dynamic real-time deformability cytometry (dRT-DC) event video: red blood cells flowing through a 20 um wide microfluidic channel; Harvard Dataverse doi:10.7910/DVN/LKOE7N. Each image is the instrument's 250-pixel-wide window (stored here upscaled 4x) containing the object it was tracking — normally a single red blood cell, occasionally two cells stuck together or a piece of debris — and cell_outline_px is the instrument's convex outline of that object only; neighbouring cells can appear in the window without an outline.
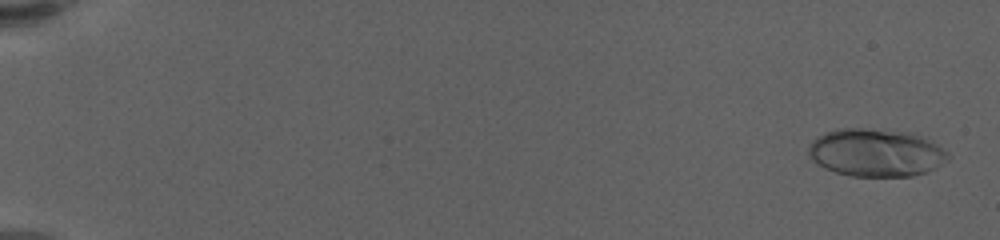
{"species": "human", "species_latin": "Homo sapiens", "temperature_condition": "warm", "stored_images_in_passage": 59, "camera_frame_rate_fps": 3000, "um_per_image_px": 0.085, "donor": {"sex": "female"}, "frame": {"image": 1, "passage_image": 2, "time_ms": 0.333, "image_size_px": [1000, 240], "cell_outline_px": [[948, 156], [936, 168], [928, 172], [912, 176], [852, 176], [836, 172], [824, 168], [816, 164], [812, 160], [808, 152], [808, 148], [812, 140], [816, 136], [824, 132], [844, 128], [864, 128], [908, 132], [920, 136], [936, 144], [948, 152]], "centroid_in_image_um": [74.41, 12.98], "position_along_channel_um": 10.6, "area_um2": 38.78}}
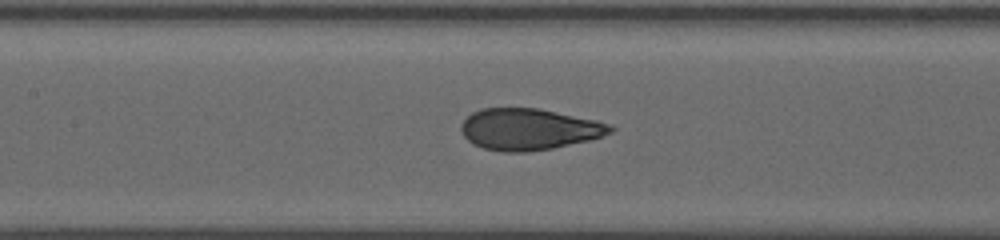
{"frame": {"image": 2, "passage_image": 30, "time_ms": 9.667, "image_size_px": [1000, 240], "cell_outline_px": [[616, 128], [612, 132], [588, 140], [552, 148], [528, 152], [504, 152], [484, 148], [472, 144], [464, 136], [460, 128], [460, 124], [472, 112], [480, 108], [540, 108], [596, 120], [612, 124]], "centroid_in_image_um": [44.95, 10.98], "position_along_channel_um": 162.5, "area_um2": 36.13}}
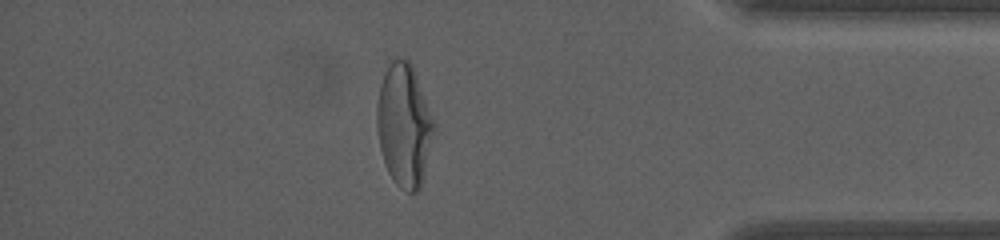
{"frame": {"image": 3, "passage_image": 52, "time_ms": 17.0, "image_size_px": [1000, 240], "cell_outline_px": [[436, 128], [424, 176], [420, 188], [416, 192], [408, 192], [400, 188], [392, 180], [388, 172], [380, 148], [376, 128], [376, 108], [380, 84], [384, 72], [392, 60], [396, 56], [408, 60], [412, 64], [436, 124]], "centroid_in_image_um": [34.36, 10.64], "position_along_channel_um": 400.8, "area_um2": 41.33}, "authors_computed_cell_mechanics": {"area_um2": 36.5296, "velocity_mm_per_s": 3.5966, "shape_relaxation_time_tau1_ms": 3.971, "shape_relaxation_time_tau2_ms": null, "deformation_change_tau1": 0.2089, "deformation_change_tau2": null}}